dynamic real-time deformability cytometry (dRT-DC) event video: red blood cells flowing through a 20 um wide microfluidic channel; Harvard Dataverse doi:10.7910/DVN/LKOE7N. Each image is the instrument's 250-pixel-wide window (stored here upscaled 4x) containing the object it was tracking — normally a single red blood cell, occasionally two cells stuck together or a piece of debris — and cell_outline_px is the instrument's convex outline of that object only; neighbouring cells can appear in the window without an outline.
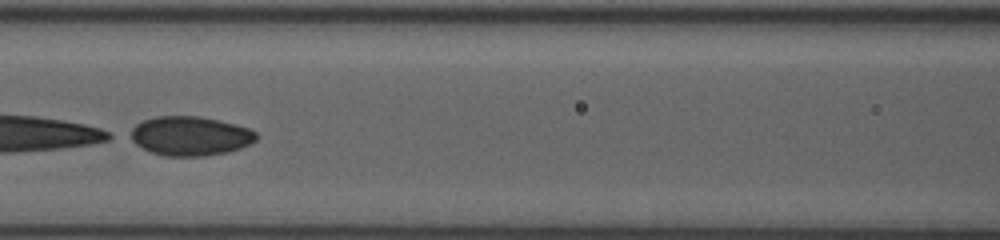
{"species": "human", "species_latin": "Homo sapiens", "temperature_condition": "room temperature", "stored_images_in_passage": 35, "segment_of_instrument_passage": [2, 2], "camera_frame_rate_fps": 3000, "um_per_image_px": 0.085, "donor": {"sex": "female"}, "frame": {"image": 1, "passage_image": 9, "time_ms": 2.667, "image_size_px": [1000, 240], "cell_outline_px": [[256, 140], [252, 144], [228, 152], [204, 156], [164, 156], [152, 152], [136, 144], [124, 136], [136, 124], [144, 120], [156, 116], [200, 116], [236, 124], [248, 128], [256, 132]], "centroid_in_image_um": [16.13, 11.55], "position_along_channel_um": 150.5, "area_um2": 29.07}}
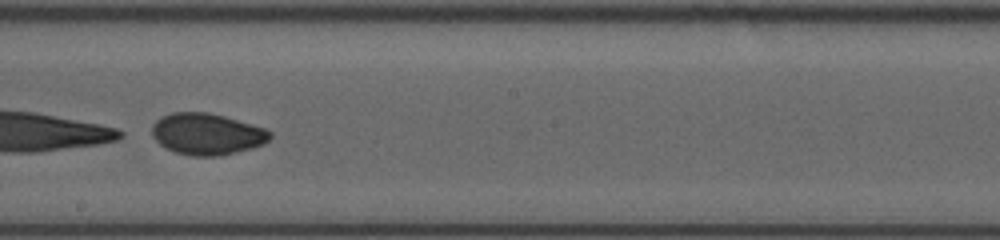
{"frame": {"image": 2, "passage_image": 15, "time_ms": 4.667, "image_size_px": [1000, 240], "cell_outline_px": [[272, 136], [264, 144], [252, 148], [220, 156], [192, 156], [176, 152], [160, 144], [152, 136], [152, 124], [156, 120], [172, 112], [208, 112], [224, 116], [264, 128], [272, 132]], "centroid_in_image_um": [17.6, 11.39], "position_along_channel_um": 230.6, "area_um2": 28.44}}
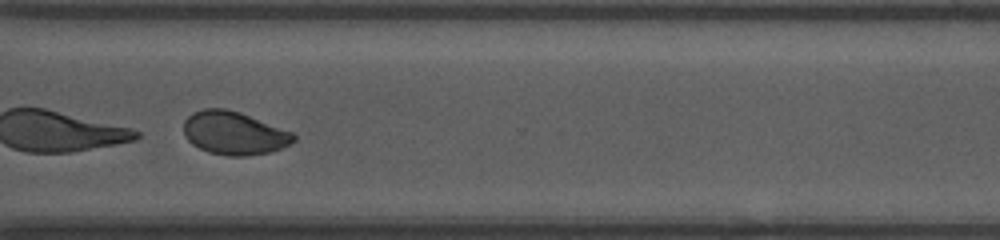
{"frame": {"image": 3, "passage_image": 24, "time_ms": 7.667, "image_size_px": [1000, 240], "cell_outline_px": [[296, 140], [272, 152], [244, 156], [228, 156], [208, 152], [192, 144], [184, 136], [184, 120], [192, 112], [204, 108], [224, 108], [240, 112], [292, 132], [296, 136]], "centroid_in_image_um": [19.87, 11.31], "position_along_channel_um": 350.7, "area_um2": 27.69}}